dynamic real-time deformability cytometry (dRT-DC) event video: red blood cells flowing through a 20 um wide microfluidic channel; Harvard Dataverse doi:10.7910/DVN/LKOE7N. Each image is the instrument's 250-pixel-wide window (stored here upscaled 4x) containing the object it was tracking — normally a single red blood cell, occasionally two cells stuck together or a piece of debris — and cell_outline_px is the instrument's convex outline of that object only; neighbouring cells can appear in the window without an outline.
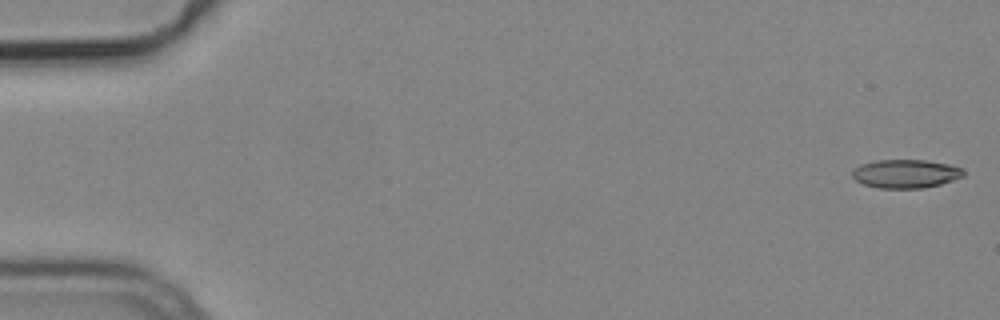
{"species": "common noctule bat (a hibernating species)", "species_latin": "Nyctalus noctula", "temperature_condition": "cold", "stored_images_in_passage": 4, "camera_frame_rate_fps": 3000, "um_per_image_px": 0.085, "animal": {"sex": "male", "body_mass_g": 19.2, "forearm_length_mm": 51.8}, "frame": {"image": 1, "passage_image": 1, "time_ms": 0.0, "image_size_px": [1000, 320], "cell_outline_px": [[964, 176], [940, 184], [924, 188], [880, 188], [864, 184], [856, 180], [852, 176], [852, 168], [860, 164], [876, 160], [924, 160], [948, 164], [964, 168]], "centroid_in_image_um": [76.97, 14.76], "position_along_channel_um": 8.0, "area_um2": 18.55}}